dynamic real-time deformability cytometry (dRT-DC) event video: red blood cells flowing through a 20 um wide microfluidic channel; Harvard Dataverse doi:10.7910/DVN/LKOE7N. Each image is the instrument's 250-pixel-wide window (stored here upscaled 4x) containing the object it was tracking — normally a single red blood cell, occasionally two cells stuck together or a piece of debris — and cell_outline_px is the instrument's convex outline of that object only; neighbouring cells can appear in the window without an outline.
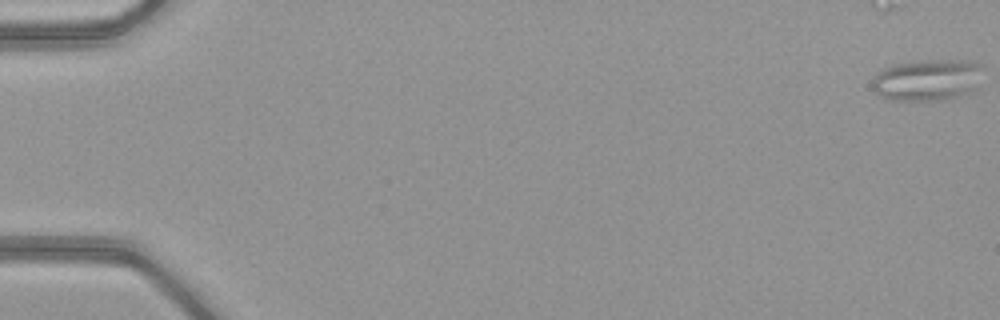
{"species": "common noctule bat (a hibernating species)", "species_latin": "Nyctalus noctula", "temperature_condition": "warm", "stored_images_in_passage": 22, "camera_frame_rate_fps": 3000, "um_per_image_px": 0.085, "animal": {"sex": "female", "body_mass_g": 21.9}, "frame": {"image": 1, "passage_image": 1, "time_ms": 0.0, "image_size_px": [1000, 320], "cell_outline_px": [[980, 68], [972, 88], [968, 92], [940, 100], [884, 100], [872, 88], [872, 80], [884, 68], [892, 64], [916, 60], [972, 60], [980, 64]], "centroid_in_image_um": [78.7, 6.78], "position_along_channel_um": 6.3, "area_um2": 26.3}}
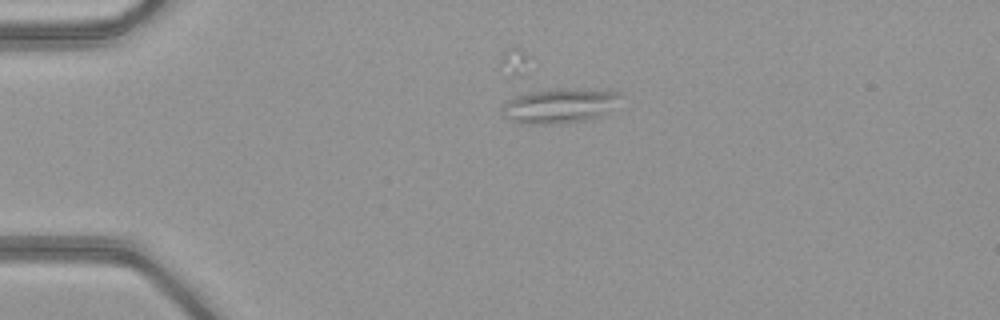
{"frame": {"image": 2, "passage_image": 13, "time_ms": 4.0, "image_size_px": [1000, 320], "cell_outline_px": [[624, 96], [600, 116], [584, 120], [560, 124], [520, 124], [504, 116], [500, 108], [508, 100], [516, 96], [528, 92], [560, 88], [576, 88], [620, 92]], "centroid_in_image_um": [47.53, 8.98], "position_along_channel_um": 37.5, "area_um2": 23.99}}